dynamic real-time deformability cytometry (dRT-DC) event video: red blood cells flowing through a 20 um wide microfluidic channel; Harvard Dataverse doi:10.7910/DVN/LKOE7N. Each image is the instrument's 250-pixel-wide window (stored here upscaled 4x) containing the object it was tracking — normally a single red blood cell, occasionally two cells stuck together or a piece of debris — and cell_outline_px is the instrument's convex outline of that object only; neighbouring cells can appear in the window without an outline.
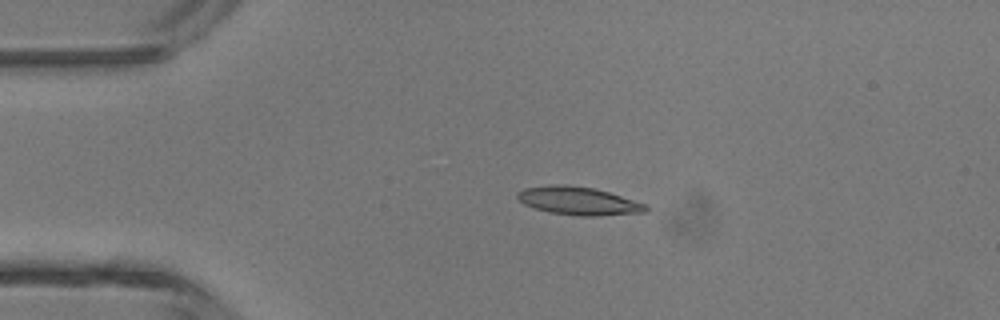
{"species": "common noctule bat (a hibernating species)", "species_latin": "Nyctalus noctula", "temperature_condition": "room temperature", "stored_images_in_passage": 5, "camera_frame_rate_fps": 3000, "um_per_image_px": 0.085, "animal": {"sex": "male", "body_mass_g": 13.3}, "frame": {"image": 1, "passage_image": 2, "time_ms": 0.333, "image_size_px": [1000, 320], "cell_outline_px": [[648, 208], [644, 212], [596, 216], [576, 216], [548, 212], [524, 204], [516, 196], [516, 192], [524, 188], [548, 184], [568, 184], [592, 188], [608, 192], [648, 204]], "centroid_in_image_um": [49.14, 17.07], "position_along_channel_um": 35.9, "area_um2": 21.15}}
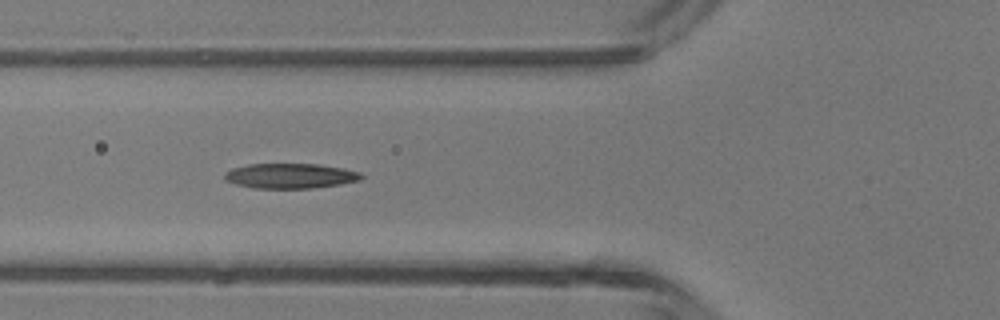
{"frame": {"image": 2, "passage_image": 4, "time_ms": 1.0, "image_size_px": [1000, 320], "cell_outline_px": [[364, 176], [360, 180], [340, 184], [312, 188], [252, 188], [236, 184], [224, 180], [224, 172], [232, 168], [248, 164], [320, 164], [344, 168], [360, 172]], "centroid_in_image_um": [24.66, 14.94], "position_along_channel_um": 101.1, "area_um2": 20.06}}
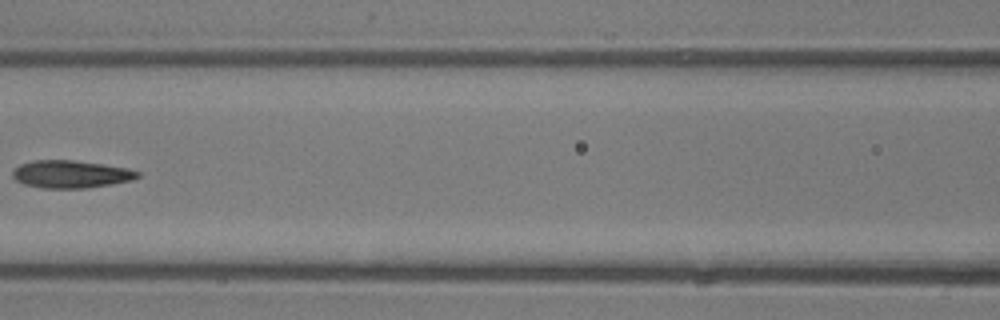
{"frame": {"image": 3, "passage_image": 5, "time_ms": 1.333, "image_size_px": [1000, 320], "cell_outline_px": [[140, 176], [132, 180], [112, 184], [88, 188], [40, 188], [24, 184], [16, 180], [12, 176], [12, 172], [20, 164], [32, 160], [72, 160], [128, 168], [140, 172]], "centroid_in_image_um": [6.02, 14.81], "position_along_channel_um": 160.6, "area_um2": 20.11}}